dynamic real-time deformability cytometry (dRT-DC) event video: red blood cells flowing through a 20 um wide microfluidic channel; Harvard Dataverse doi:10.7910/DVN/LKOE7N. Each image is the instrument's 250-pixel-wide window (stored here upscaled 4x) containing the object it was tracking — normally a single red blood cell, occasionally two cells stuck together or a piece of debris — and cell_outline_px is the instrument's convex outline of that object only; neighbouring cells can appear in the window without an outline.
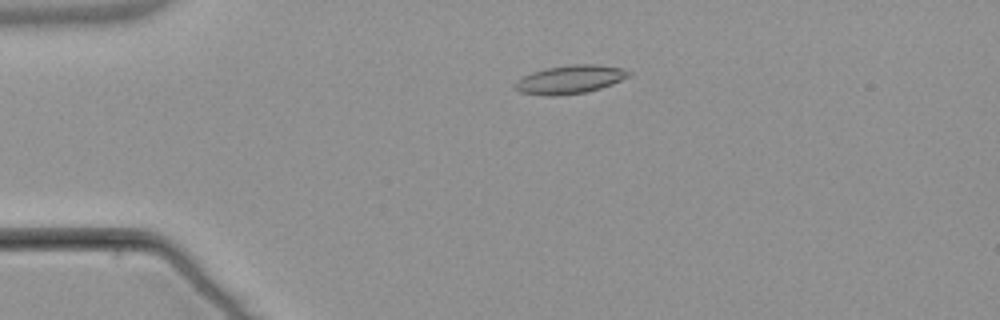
{"species": "common noctule bat (a hibernating species)", "species_latin": "Nyctalus noctula", "temperature_condition": "warm", "stored_images_in_passage": 55, "camera_frame_rate_fps": 3000, "um_per_image_px": 0.085, "animal": {"sex": "male", "body_mass_g": 21.5, "forearm_length_mm": 52.0}, "frame": {"image": 1, "passage_image": 13, "time_ms": 4.0, "image_size_px": [1000, 320], "cell_outline_px": [[632, 76], [612, 84], [588, 92], [556, 96], [544, 96], [520, 92], [516, 88], [516, 84], [524, 76], [532, 72], [548, 68], [572, 64], [596, 64], [624, 68], [632, 72]], "centroid_in_image_um": [48.54, 6.75], "position_along_channel_um": 36.5, "area_um2": 18.84}}
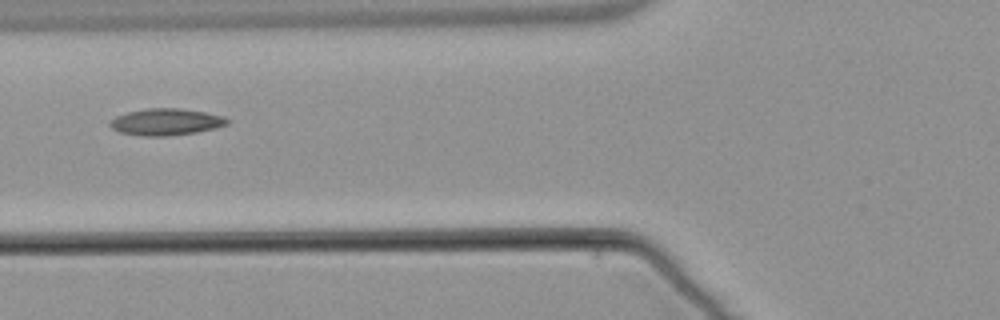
{"frame": {"image": 2, "passage_image": 22, "time_ms": 7.0, "image_size_px": [1000, 320], "cell_outline_px": [[228, 124], [216, 128], [196, 132], [168, 136], [144, 136], [120, 132], [112, 128], [108, 124], [108, 120], [116, 116], [128, 112], [148, 108], [180, 108], [204, 112], [224, 116], [228, 120]], "centroid_in_image_um": [14.09, 10.36], "position_along_channel_um": 111.7, "area_um2": 18.26}}
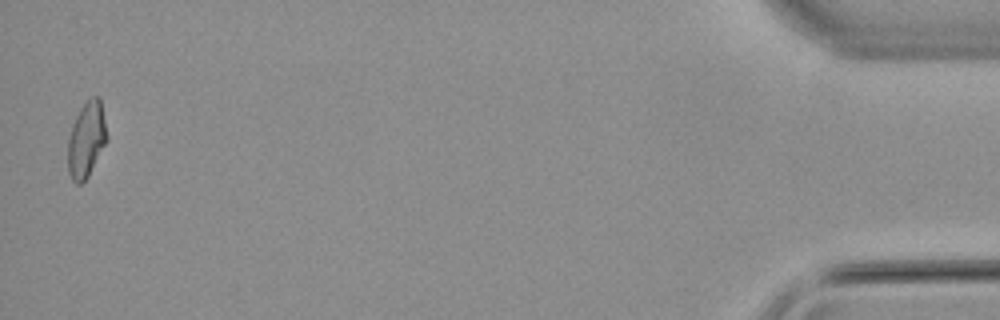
{"frame": {"image": 3, "passage_image": 54, "time_ms": 17.667, "image_size_px": [1000, 320], "cell_outline_px": [[108, 140], [88, 176], [80, 184], [76, 184], [72, 180], [68, 172], [68, 140], [72, 124], [80, 108], [92, 96], [100, 96], [108, 136]], "centroid_in_image_um": [7.36, 11.86], "position_along_channel_um": 427.8, "area_um2": 17.28}, "authors_computed_cell_mechanics": {"area_um2": 17.3978, "velocity_mm_per_s": 3.8287, "shape_relaxation_time_tau1_ms": null, "shape_relaxation_time_tau2_ms": 3.9751, "deformation_change_tau1": null, "deformation_change_tau2": 0.1168}}